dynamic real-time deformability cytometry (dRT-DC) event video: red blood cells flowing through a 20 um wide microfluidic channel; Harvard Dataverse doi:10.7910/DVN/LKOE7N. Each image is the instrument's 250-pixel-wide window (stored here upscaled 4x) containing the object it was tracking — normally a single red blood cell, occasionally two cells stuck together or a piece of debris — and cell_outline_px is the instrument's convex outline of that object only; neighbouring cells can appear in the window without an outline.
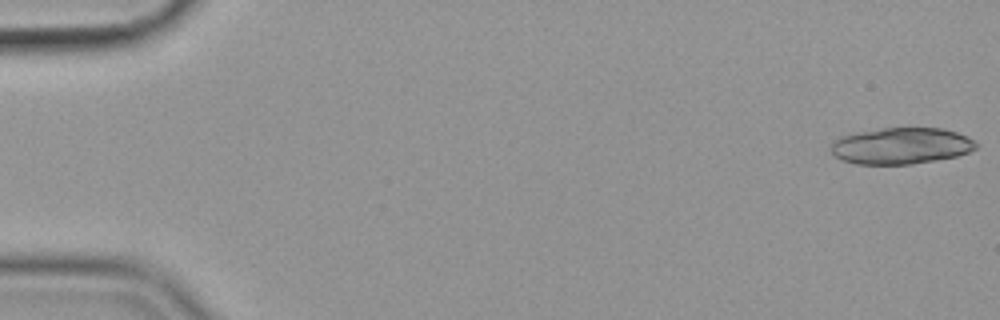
{"species": "common noctule bat (a hibernating species)", "species_latin": "Nyctalus noctula", "temperature_condition": "cold", "stored_images_in_passage": 29, "camera_frame_rate_fps": 3000, "um_per_image_px": 0.085, "animal": {"sex": "female", "body_mass_g": 19.9}, "frame": {"image": 1, "passage_image": 1, "time_ms": 0.0, "image_size_px": [1000, 320], "cell_outline_px": [[980, 144], [976, 148], [968, 152], [956, 156], [936, 160], [912, 164], [856, 164], [840, 160], [832, 156], [832, 144], [840, 136], [856, 132], [880, 128], [944, 128], [968, 136], [976, 140]], "centroid_in_image_um": [76.61, 12.39], "position_along_channel_um": 8.4, "area_um2": 31.1}}